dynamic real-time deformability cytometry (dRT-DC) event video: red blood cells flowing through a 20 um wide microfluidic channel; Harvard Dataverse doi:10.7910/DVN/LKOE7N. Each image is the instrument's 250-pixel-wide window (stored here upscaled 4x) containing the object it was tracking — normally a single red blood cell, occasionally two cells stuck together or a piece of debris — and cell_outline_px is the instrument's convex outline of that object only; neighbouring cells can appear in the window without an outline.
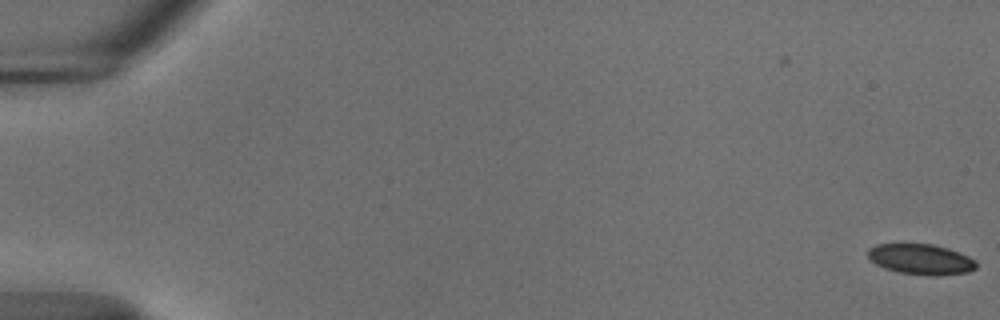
{"species": "common noctule bat (a hibernating species)", "species_latin": "Nyctalus noctula", "temperature_condition": "cold", "stored_images_in_passage": 2, "camera_frame_rate_fps": 3000, "um_per_image_px": 0.085, "animal": {"sex": "male", "body_mass_g": 18.8}, "frame": {"image": 1, "passage_image": 2, "time_ms": 0.333, "image_size_px": [1000, 320], "cell_outline_px": [[976, 268], [968, 272], [936, 276], [932, 276], [900, 272], [884, 268], [876, 264], [868, 256], [868, 248], [876, 244], [932, 244], [948, 248], [968, 256], [976, 260]], "centroid_in_image_um": [78.29, 22.03], "position_along_channel_um": 6.7, "area_um2": 19.19}}